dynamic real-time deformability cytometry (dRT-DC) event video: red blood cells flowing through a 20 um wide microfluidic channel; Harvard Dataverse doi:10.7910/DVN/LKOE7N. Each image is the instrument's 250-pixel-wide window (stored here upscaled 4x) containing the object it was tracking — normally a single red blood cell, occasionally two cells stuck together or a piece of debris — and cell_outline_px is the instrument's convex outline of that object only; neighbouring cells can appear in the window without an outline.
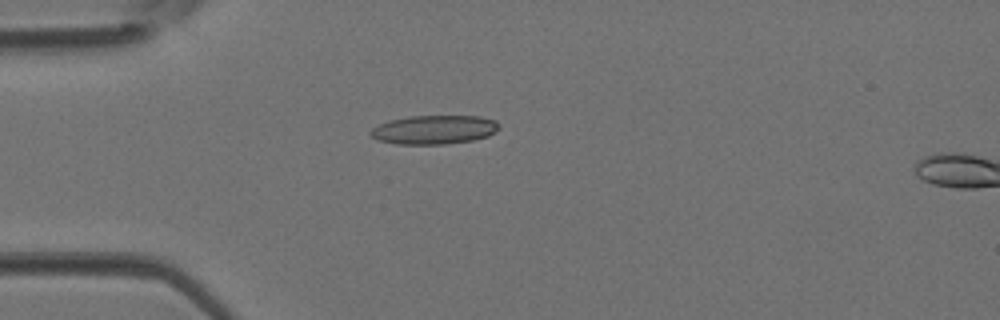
{"species": "Egyptian fruit bat (a non-hibernating species)", "species_latin": "Rousettus aegyptiacus", "temperature_condition": "room temperature", "stored_images_in_passage": 14, "camera_frame_rate_fps": 3000, "um_per_image_px": 0.085, "animal": {"sex": "female"}, "frame": {"image": 1, "passage_image": 12, "time_ms": 3.667, "image_size_px": [1000, 320], "cell_outline_px": [[500, 128], [496, 132], [488, 136], [472, 140], [444, 144], [396, 144], [380, 140], [372, 136], [368, 132], [372, 128], [388, 120], [408, 116], [480, 116], [496, 120], [500, 124]], "centroid_in_image_um": [36.93, 11.01], "position_along_channel_um": 48.1, "area_um2": 21.73}}